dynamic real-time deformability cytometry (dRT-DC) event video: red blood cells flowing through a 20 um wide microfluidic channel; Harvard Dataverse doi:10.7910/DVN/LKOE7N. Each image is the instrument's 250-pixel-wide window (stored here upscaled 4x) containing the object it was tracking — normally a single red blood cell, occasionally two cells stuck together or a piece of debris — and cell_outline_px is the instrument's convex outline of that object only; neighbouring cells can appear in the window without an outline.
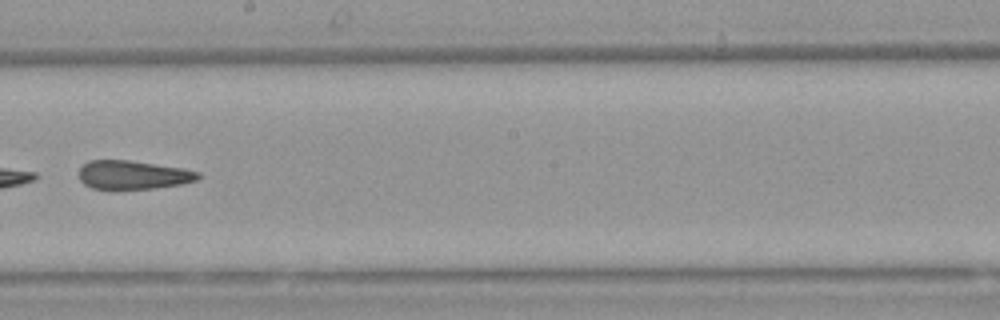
{"species": "Egyptian fruit bat (a non-hibernating species)", "species_latin": "Rousettus aegyptiacus", "temperature_condition": "warm", "stored_images_in_passage": 7, "camera_frame_rate_fps": 3000, "um_per_image_px": 0.085, "animal": {"sex": "female"}, "frame": {"image": 1, "passage_image": 7, "time_ms": 2.0, "image_size_px": [1000, 320], "cell_outline_px": [[200, 176], [196, 180], [180, 184], [152, 188], [92, 188], [84, 184], [80, 180], [80, 168], [88, 160], [128, 160], [184, 168], [200, 172]], "centroid_in_image_um": [11.31, 14.84], "position_along_channel_um": 236.9, "area_um2": 19.59}}